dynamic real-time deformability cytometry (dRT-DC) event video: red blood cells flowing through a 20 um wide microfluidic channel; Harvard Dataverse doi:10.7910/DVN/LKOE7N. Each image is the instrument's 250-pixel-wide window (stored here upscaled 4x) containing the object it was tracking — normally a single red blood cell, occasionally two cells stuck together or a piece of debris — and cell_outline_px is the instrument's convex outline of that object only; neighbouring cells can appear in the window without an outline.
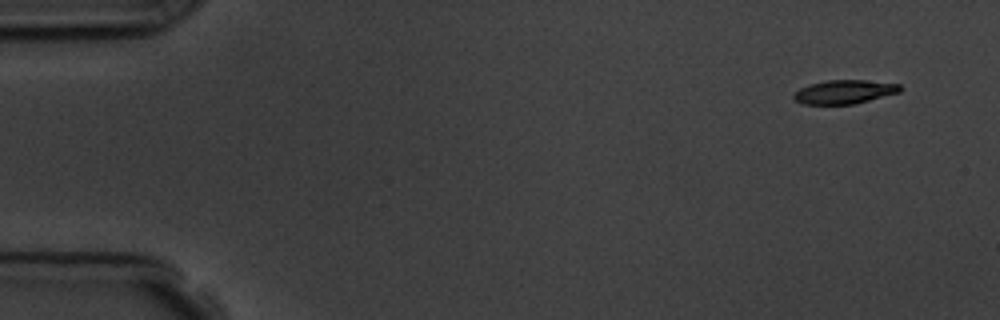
{"species": "common noctule bat (a hibernating species)", "species_latin": "Nyctalus noctula", "temperature_condition": "room temperature", "stored_images_in_passage": 4, "camera_frame_rate_fps": 3000, "um_per_image_px": 0.085, "animal": {"sex": "male", "body_mass_g": 19.5, "forearm_length_mm": 54.6}, "frame": {"image": 1, "passage_image": 1, "time_ms": 0.0, "image_size_px": [1000, 320], "cell_outline_px": [[904, 88], [900, 92], [852, 104], [804, 104], [796, 100], [792, 96], [800, 88], [812, 84], [828, 80], [864, 80], [900, 84]], "centroid_in_image_um": [71.81, 7.8], "position_along_channel_um": 13.2, "area_um2": 14.51}}